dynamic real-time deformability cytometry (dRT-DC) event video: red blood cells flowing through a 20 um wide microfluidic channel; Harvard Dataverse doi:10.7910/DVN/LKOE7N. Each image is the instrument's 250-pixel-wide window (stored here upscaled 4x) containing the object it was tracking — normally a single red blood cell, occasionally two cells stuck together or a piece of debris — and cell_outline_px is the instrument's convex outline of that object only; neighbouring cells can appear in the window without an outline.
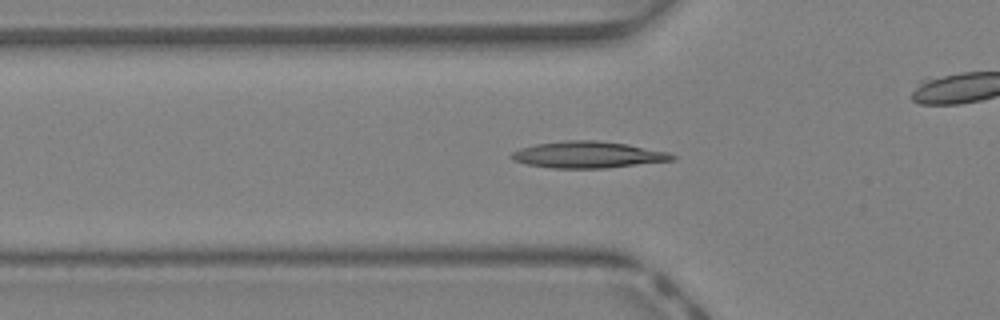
{"species": "Egyptian fruit bat (a non-hibernating species)", "species_latin": "Rousettus aegyptiacus", "temperature_condition": "warm", "stored_images_in_passage": 31, "camera_frame_rate_fps": 3000, "um_per_image_px": 0.085, "animal": {"sex": "female"}, "frame": {"image": 1, "passage_image": 4, "time_ms": 1.0, "image_size_px": [1000, 320], "cell_outline_px": [[676, 156], [672, 160], [608, 168], [552, 168], [524, 164], [512, 160], [508, 156], [512, 152], [520, 148], [536, 144], [568, 140], [596, 140], [628, 144], [668, 152]], "centroid_in_image_um": [49.92, 13.15], "position_along_channel_um": 75.9, "area_um2": 24.91}}
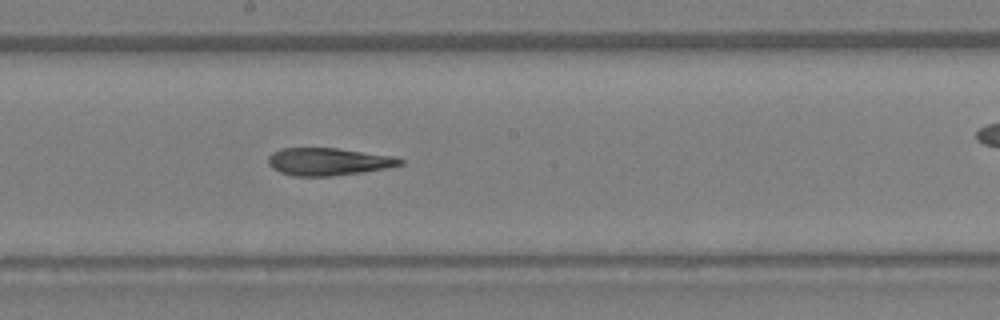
{"frame": {"image": 2, "passage_image": 13, "time_ms": 4.0, "image_size_px": [1000, 320], "cell_outline_px": [[404, 164], [388, 168], [332, 176], [292, 176], [280, 172], [272, 168], [268, 164], [268, 156], [272, 152], [280, 148], [336, 148], [396, 156], [404, 160]], "centroid_in_image_um": [27.91, 13.73], "position_along_channel_um": 220.3, "area_um2": 21.33}}
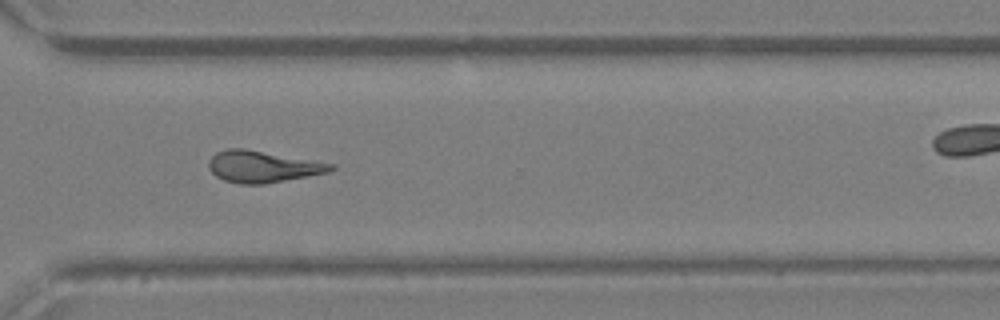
{"frame": {"image": 3, "passage_image": 21, "time_ms": 6.667, "image_size_px": [1000, 320], "cell_outline_px": [[336, 168], [328, 172], [264, 184], [240, 184], [224, 180], [216, 176], [208, 168], [208, 160], [216, 152], [228, 148], [244, 148], [336, 164]], "centroid_in_image_um": [22.31, 14.15], "position_along_channel_um": 348.3, "area_um2": 22.48}, "authors_computed_cell_mechanics": {"area_um2": 21.9062, "velocity_mm_per_s": 4.7969, "shape_relaxation_time_tau1_ms": null, "shape_relaxation_time_tau2_ms": 3.01, "deformation_change_tau1": null, "deformation_change_tau2": 0.1445}}